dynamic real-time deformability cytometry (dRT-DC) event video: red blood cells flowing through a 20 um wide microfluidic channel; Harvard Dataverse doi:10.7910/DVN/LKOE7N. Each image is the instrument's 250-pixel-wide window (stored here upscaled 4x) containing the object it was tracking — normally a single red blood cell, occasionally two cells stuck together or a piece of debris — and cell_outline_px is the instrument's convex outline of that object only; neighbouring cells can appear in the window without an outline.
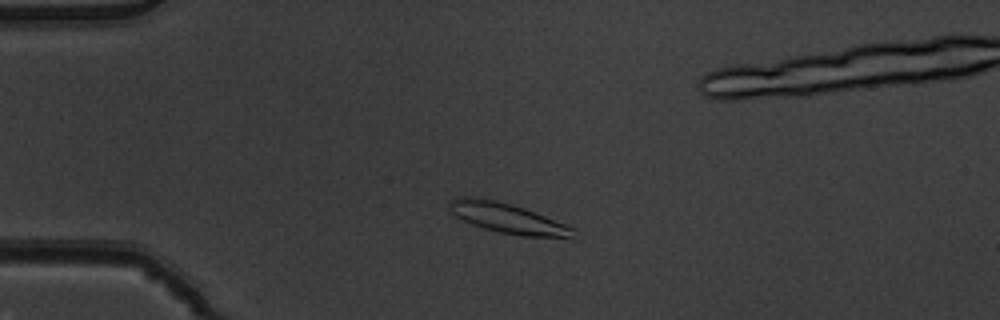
{"species": "common noctule bat (a hibernating species)", "species_latin": "Nyctalus noctula", "temperature_condition": "warm", "stored_images_in_passage": 6, "camera_frame_rate_fps": 3000, "um_per_image_px": 0.085, "animal": {"sex": "male", "body_mass_g": 19.5, "forearm_length_mm": 54.6}, "frame": {"image": 1, "passage_image": 3, "time_ms": 0.667, "image_size_px": [1000, 320], "cell_outline_px": [[576, 240], [572, 240], [520, 236], [500, 232], [484, 228], [472, 224], [456, 216], [448, 208], [448, 200], [456, 196], [480, 196], [512, 204], [524, 208], [576, 228]], "centroid_in_image_um": [43.23, 18.57], "position_along_channel_um": 41.8, "area_um2": 22.6}}
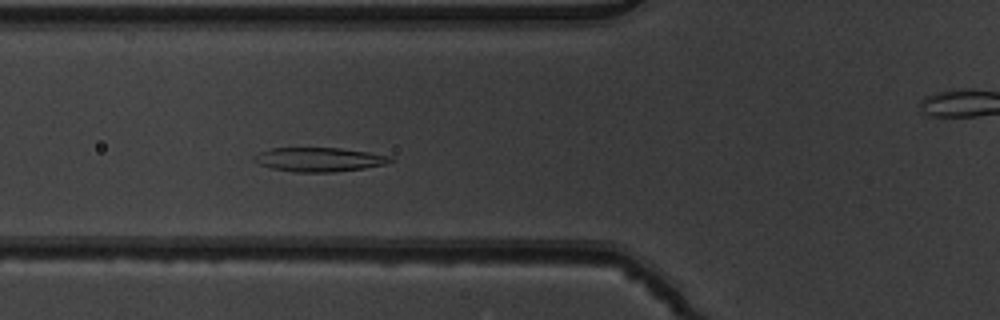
{"frame": {"image": 2, "passage_image": 5, "time_ms": 1.333, "image_size_px": [1000, 320], "cell_outline_px": [[392, 160], [384, 164], [364, 168], [332, 172], [296, 172], [272, 168], [260, 164], [252, 160], [252, 156], [260, 152], [272, 148], [340, 148], [368, 152], [392, 156]], "centroid_in_image_um": [27.1, 13.55], "position_along_channel_um": 98.7, "area_um2": 18.96}}